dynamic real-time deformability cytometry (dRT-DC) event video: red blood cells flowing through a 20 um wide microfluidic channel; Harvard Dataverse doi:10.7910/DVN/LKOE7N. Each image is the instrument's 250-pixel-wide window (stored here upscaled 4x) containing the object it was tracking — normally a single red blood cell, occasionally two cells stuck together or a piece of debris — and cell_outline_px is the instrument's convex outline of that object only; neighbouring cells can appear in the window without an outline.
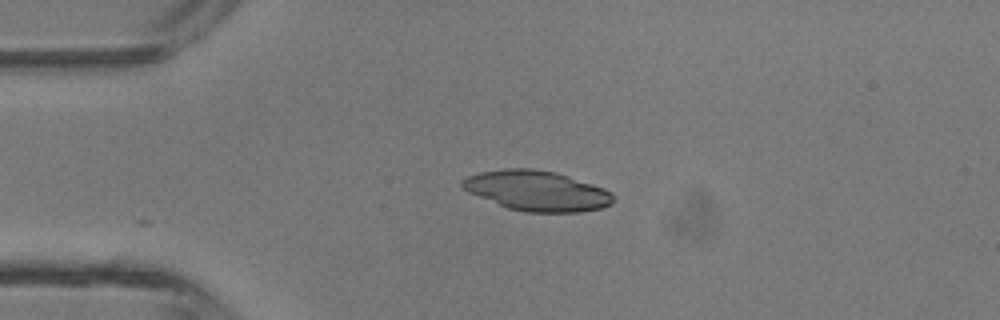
{"species": "common noctule bat (a hibernating species)", "species_latin": "Nyctalus noctula", "temperature_condition": "room temperature", "stored_images_in_passage": 3, "camera_frame_rate_fps": 3000, "um_per_image_px": 0.085, "animal": {"sex": "male", "body_mass_g": 13.3}, "frame": {"image": 1, "passage_image": 3, "time_ms": 0.667, "image_size_px": [1000, 320], "cell_outline_px": [[612, 204], [600, 208], [580, 212], [524, 212], [508, 208], [468, 192], [460, 184], [460, 180], [468, 176], [480, 172], [504, 168], [532, 168], [556, 172], [604, 188], [612, 192]], "centroid_in_image_um": [45.62, 16.21], "position_along_channel_um": 39.4, "area_um2": 35.2}}